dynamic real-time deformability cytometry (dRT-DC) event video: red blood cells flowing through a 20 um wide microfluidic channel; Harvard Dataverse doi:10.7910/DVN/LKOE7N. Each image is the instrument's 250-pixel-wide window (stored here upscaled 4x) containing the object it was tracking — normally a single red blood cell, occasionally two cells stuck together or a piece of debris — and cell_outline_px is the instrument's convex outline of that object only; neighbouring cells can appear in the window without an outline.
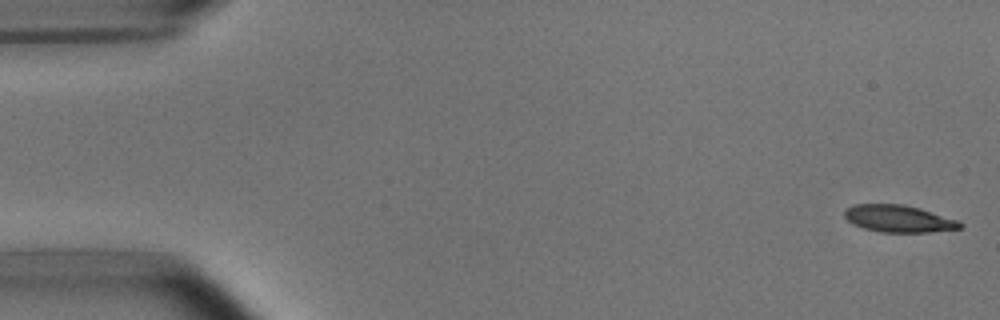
{"species": "common noctule bat (a hibernating species)", "species_latin": "Nyctalus noctula", "temperature_condition": "room temperature", "stored_images_in_passage": 53, "segment_of_instrument_passage": [1, 2], "camera_frame_rate_fps": 3000, "um_per_image_px": 0.085, "animal": {"sex": "male", "body_mass_g": 15.6}, "frame": {"image": 1, "passage_image": 1, "time_ms": 0.0, "image_size_px": [1000, 320], "cell_outline_px": [[964, 224], [960, 228], [928, 232], [880, 232], [864, 228], [852, 224], [844, 216], [844, 212], [848, 208], [856, 204], [904, 204], [920, 208], [960, 220]], "centroid_in_image_um": [76.41, 18.58], "position_along_channel_um": 8.6, "area_um2": 18.26}}
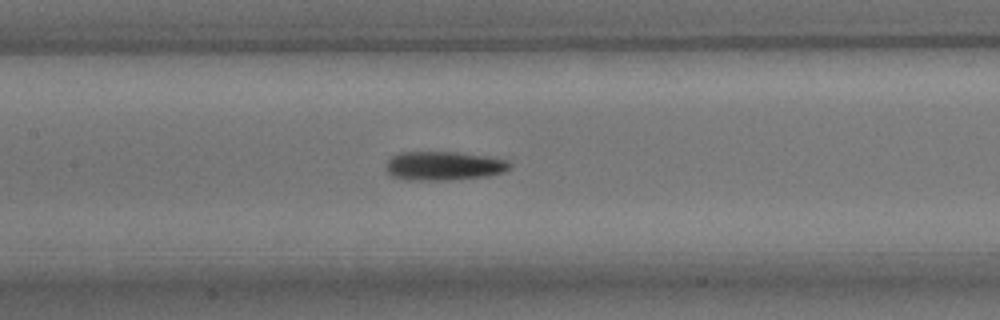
{"frame": {"image": 2, "passage_image": 24, "time_ms": 7.667, "image_size_px": [1000, 320], "cell_outline_px": [[512, 168], [504, 172], [488, 176], [448, 180], [408, 180], [392, 176], [384, 168], [388, 160], [392, 156], [400, 152], [456, 152], [484, 156], [508, 160], [512, 164]], "centroid_in_image_um": [37.73, 14.1], "position_along_channel_um": 169.7, "area_um2": 20.98}}
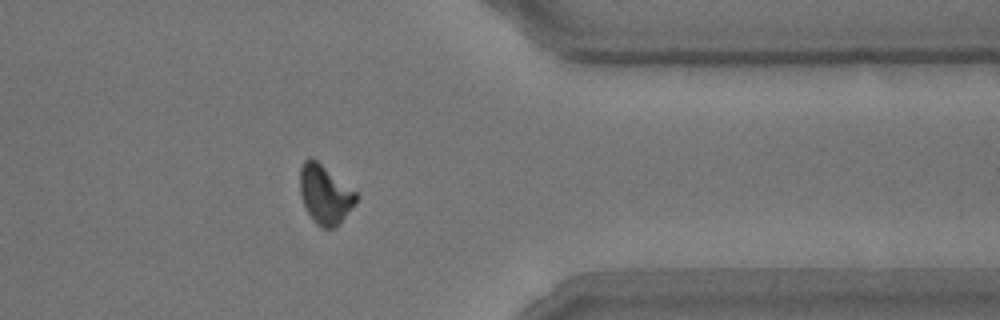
{"frame": {"image": 3, "passage_image": 42, "time_ms": 13.667, "image_size_px": [1000, 320], "cell_outline_px": [[360, 196], [356, 204], [340, 224], [336, 228], [320, 228], [312, 220], [304, 204], [300, 192], [300, 168], [304, 160], [308, 156], [312, 156], [356, 192]], "centroid_in_image_um": [27.64, 16.53], "position_along_channel_um": 383.8, "area_um2": 19.59}}